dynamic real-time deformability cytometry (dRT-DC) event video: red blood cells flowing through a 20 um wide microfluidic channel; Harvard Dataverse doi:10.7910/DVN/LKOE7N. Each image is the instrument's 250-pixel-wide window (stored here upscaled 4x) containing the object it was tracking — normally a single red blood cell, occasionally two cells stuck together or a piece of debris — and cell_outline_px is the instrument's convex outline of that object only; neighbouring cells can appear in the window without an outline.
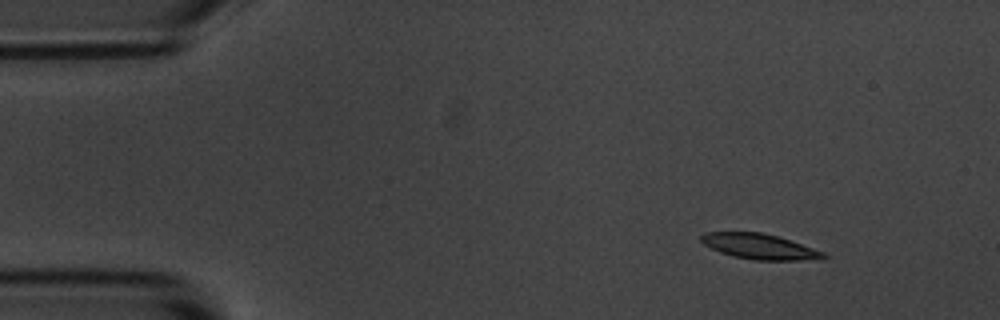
{"species": "common noctule bat (a hibernating species)", "species_latin": "Nyctalus noctula", "temperature_condition": "room temperature", "stored_images_in_passage": 3, "camera_frame_rate_fps": 3000, "um_per_image_px": 0.085, "animal": {"sex": "male", "body_mass_g": 20.1, "forearm_length_mm": 53.5}, "frame": {"image": 1, "passage_image": 1, "time_ms": 0.0, "image_size_px": [1000, 320], "cell_outline_px": [[828, 256], [796, 260], [752, 260], [732, 256], [720, 252], [704, 244], [700, 240], [700, 236], [704, 232], [760, 232], [776, 236], [824, 252]], "centroid_in_image_um": [64.45, 20.94], "position_along_channel_um": 20.5, "area_um2": 17.63}}